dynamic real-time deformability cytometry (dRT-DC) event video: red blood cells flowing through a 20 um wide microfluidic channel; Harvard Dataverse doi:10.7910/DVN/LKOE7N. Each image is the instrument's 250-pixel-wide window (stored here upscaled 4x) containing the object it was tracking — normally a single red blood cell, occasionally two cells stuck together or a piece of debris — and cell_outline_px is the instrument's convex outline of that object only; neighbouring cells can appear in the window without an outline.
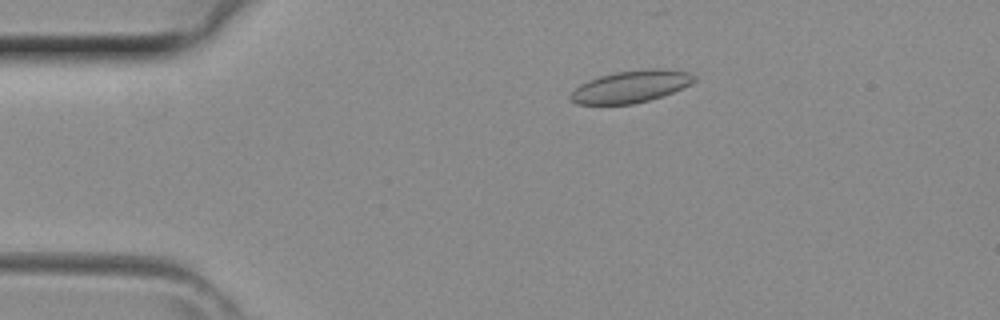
{"species": "common noctule bat (a hibernating species)", "species_latin": "Nyctalus noctula", "temperature_condition": "room temperature", "stored_images_in_passage": 42, "camera_frame_rate_fps": 3000, "um_per_image_px": 0.085, "animal": {"sex": "female", "body_mass_g": 29.2, "forearm_length_mm": 56.3}, "frame": {"image": 1, "passage_image": 8, "time_ms": 2.333, "image_size_px": [1000, 320], "cell_outline_px": [[696, 80], [672, 92], [648, 100], [632, 104], [576, 104], [568, 96], [580, 84], [588, 80], [600, 76], [616, 72], [652, 68], [656, 68], [688, 72], [696, 76]], "centroid_in_image_um": [53.59, 7.35], "position_along_channel_um": 31.4, "area_um2": 22.72}}
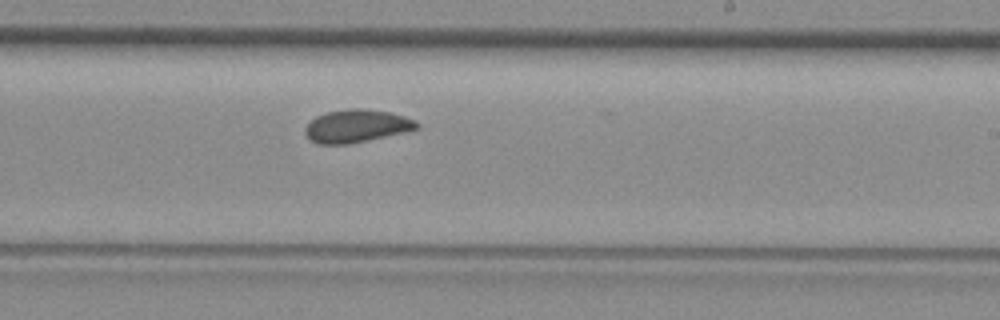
{"frame": {"image": 2, "passage_image": 25, "time_ms": 8.0, "image_size_px": [1000, 320], "cell_outline_px": [[420, 128], [404, 132], [352, 144], [316, 144], [304, 132], [304, 128], [316, 116], [328, 112], [348, 108], [364, 108], [388, 112], [404, 116], [416, 120], [420, 124]], "centroid_in_image_um": [30.33, 10.71], "position_along_channel_um": 258.7, "area_um2": 21.44}}
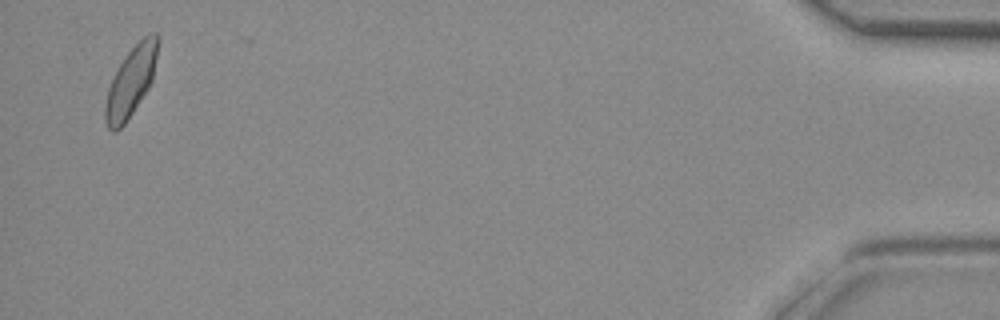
{"frame": {"image": 3, "passage_image": 41, "time_ms": 13.333, "image_size_px": [1000, 320], "cell_outline_px": [[160, 40], [152, 80], [148, 88], [124, 124], [116, 132], [112, 132], [108, 128], [104, 120], [104, 108], [108, 88], [120, 64], [128, 52], [148, 32], [156, 32], [160, 36]], "centroid_in_image_um": [11.14, 6.91], "position_along_channel_um": 424.1, "area_um2": 21.15}}